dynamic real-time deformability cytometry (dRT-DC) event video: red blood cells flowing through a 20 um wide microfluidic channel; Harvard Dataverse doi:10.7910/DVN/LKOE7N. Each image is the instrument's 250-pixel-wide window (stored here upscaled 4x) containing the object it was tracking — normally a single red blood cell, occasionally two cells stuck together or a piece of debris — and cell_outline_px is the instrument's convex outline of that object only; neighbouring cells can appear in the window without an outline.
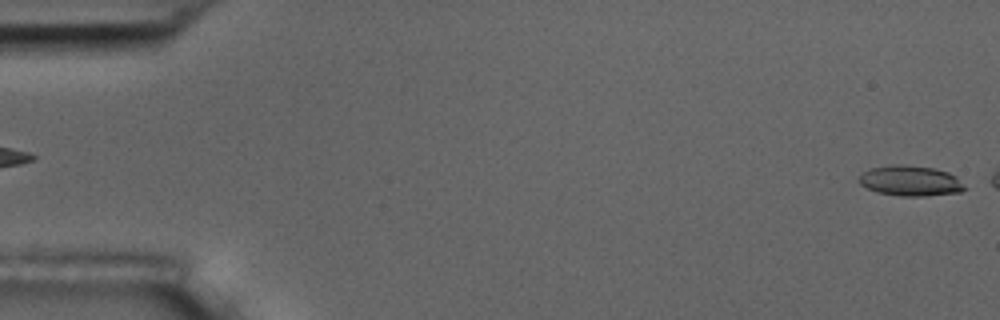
{"species": "common noctule bat (a hibernating species)", "species_latin": "Nyctalus noctula", "temperature_condition": "room temperature", "stored_images_in_passage": 5, "segment_of_instrument_passage": [2, 2], "camera_frame_rate_fps": 3000, "um_per_image_px": 0.085, "animal": {"sex": "male", "body_mass_g": 17.5, "forearm_length_mm": 52.3}, "frame": {"image": 1, "passage_image": 5, "time_ms": 5.333, "image_size_px": [1000, 320], "cell_outline_px": [[968, 188], [960, 192], [924, 196], [900, 196], [876, 192], [860, 184], [860, 172], [872, 168], [892, 164], [908, 164], [936, 168], [948, 172], [956, 176]], "centroid_in_image_um": [77.4, 15.36], "position_along_channel_um": 7.6, "area_um2": 18.96}}